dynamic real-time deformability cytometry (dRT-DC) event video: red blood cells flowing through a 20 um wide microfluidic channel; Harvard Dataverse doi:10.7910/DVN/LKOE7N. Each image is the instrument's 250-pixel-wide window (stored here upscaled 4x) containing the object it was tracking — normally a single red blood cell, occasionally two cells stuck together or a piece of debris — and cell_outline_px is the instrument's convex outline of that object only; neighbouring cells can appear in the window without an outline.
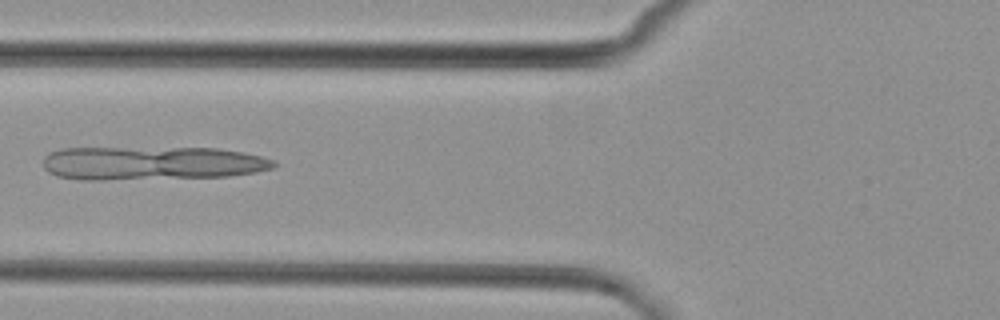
{"species": "common noctule bat (a hibernating species)", "species_latin": "Nyctalus noctula", "temperature_condition": "cold", "stored_images_in_passage": 6, "camera_frame_rate_fps": 3000, "um_per_image_px": 0.085, "animal": {"sex": "female", "body_mass_g": 29.2, "forearm_length_mm": 56.3}, "frame": {"image": 1, "passage_image": 5, "time_ms": 4.667, "image_size_px": [1000, 320], "cell_outline_px": [[276, 168], [256, 172], [228, 176], [104, 180], [84, 180], [56, 176], [48, 172], [44, 168], [44, 156], [48, 152], [60, 148], [216, 148], [244, 152], [276, 160]], "centroid_in_image_um": [12.9, 13.87], "position_along_channel_um": 112.9, "area_um2": 45.55}}
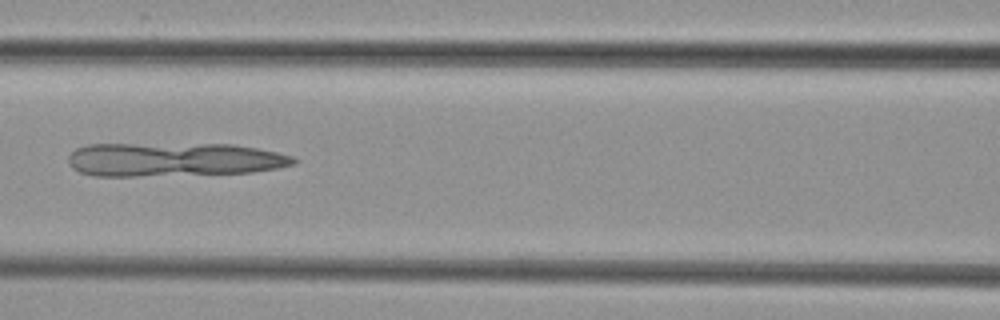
{"frame": {"image": 2, "passage_image": 6, "time_ms": 5.667, "image_size_px": [1000, 320], "cell_outline_px": [[300, 160], [296, 164], [276, 168], [252, 172], [136, 176], [92, 176], [80, 172], [72, 168], [68, 164], [68, 156], [76, 148], [88, 144], [232, 144], [256, 148], [276, 152], [292, 156]], "centroid_in_image_um": [14.74, 13.56], "position_along_channel_um": 151.9, "area_um2": 44.45}}